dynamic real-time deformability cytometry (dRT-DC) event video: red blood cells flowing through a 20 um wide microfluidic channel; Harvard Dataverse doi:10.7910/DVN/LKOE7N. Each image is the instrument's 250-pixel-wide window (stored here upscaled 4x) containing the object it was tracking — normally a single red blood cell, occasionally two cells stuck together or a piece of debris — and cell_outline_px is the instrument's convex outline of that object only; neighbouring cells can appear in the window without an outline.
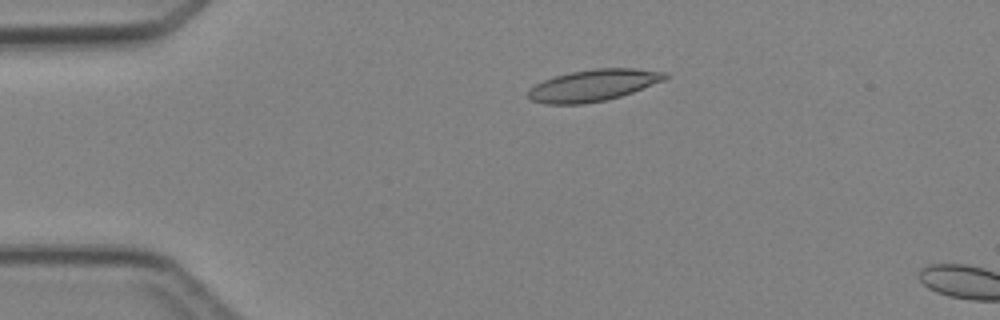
{"species": "Egyptian fruit bat (a non-hibernating species)", "species_latin": "Rousettus aegyptiacus", "temperature_condition": "cold", "stored_images_in_passage": 4, "camera_frame_rate_fps": 3000, "um_per_image_px": 0.085, "animal": {"sex": "female"}, "frame": {"image": 1, "passage_image": 3, "time_ms": 2.333, "image_size_px": [1000, 320], "cell_outline_px": [[668, 76], [664, 80], [632, 92], [620, 96], [604, 100], [584, 104], [548, 104], [532, 100], [528, 96], [528, 88], [544, 80], [556, 76], [572, 72], [592, 68], [636, 68], [668, 72]], "centroid_in_image_um": [50.44, 7.24], "position_along_channel_um": 34.6, "area_um2": 25.09}}